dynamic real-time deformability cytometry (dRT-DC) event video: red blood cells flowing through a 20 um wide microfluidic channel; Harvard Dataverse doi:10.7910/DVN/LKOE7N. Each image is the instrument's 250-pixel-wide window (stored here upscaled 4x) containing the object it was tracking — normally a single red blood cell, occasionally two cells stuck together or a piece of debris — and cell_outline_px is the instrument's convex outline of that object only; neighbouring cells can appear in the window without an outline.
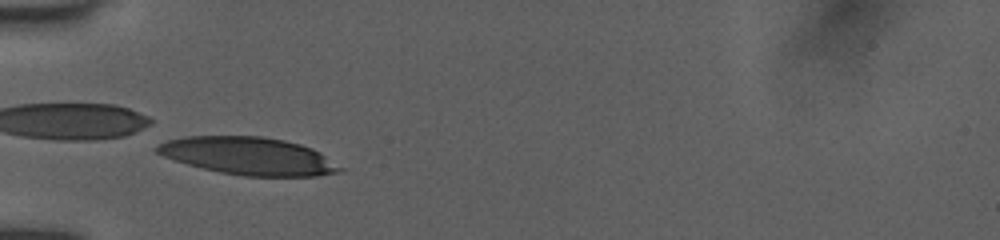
{"species": "human", "species_latin": "Homo sapiens", "temperature_condition": "room temperature", "stored_images_in_passage": 7, "camera_frame_rate_fps": 3000, "um_per_image_px": 0.085, "donor": {"sex": "female"}, "frame": {"image": 1, "passage_image": 4, "time_ms": 1.333, "image_size_px": [1000, 240], "cell_outline_px": [[344, 168], [340, 172], [316, 176], [244, 176], [220, 172], [188, 164], [164, 156], [156, 152], [152, 148], [168, 140], [184, 136], [260, 136], [284, 140], [300, 144], [312, 148], [320, 152]], "centroid_in_image_um": [21.15, 13.25], "position_along_channel_um": 63.9, "area_um2": 39.94}}
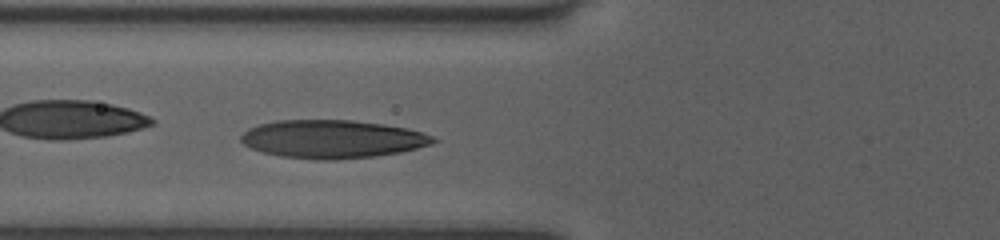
{"frame": {"image": 2, "passage_image": 7, "time_ms": 2.333, "image_size_px": [1000, 240], "cell_outline_px": [[440, 140], [432, 144], [400, 152], [372, 156], [336, 160], [320, 160], [280, 156], [264, 152], [252, 148], [244, 144], [240, 140], [240, 136], [248, 128], [260, 124], [276, 120], [352, 120], [384, 124], [408, 128], [424, 132]], "centroid_in_image_um": [28.27, 11.81], "position_along_channel_um": 97.5, "area_um2": 42.83}}